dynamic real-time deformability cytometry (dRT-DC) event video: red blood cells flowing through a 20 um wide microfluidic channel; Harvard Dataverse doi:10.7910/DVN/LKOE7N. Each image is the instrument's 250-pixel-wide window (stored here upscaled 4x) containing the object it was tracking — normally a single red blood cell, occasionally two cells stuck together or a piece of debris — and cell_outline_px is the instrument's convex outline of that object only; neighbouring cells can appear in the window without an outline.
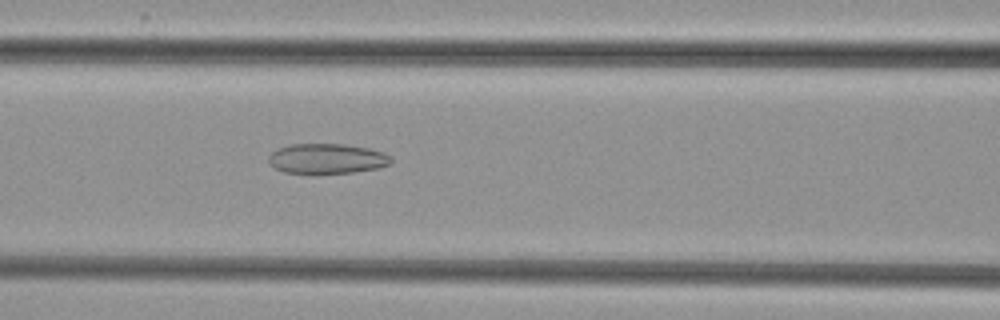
{"species": "common noctule bat (a hibernating species)", "species_latin": "Nyctalus noctula", "temperature_condition": "cold", "stored_images_in_passage": 53, "camera_frame_rate_fps": 3000, "um_per_image_px": 0.085, "animal": {"sex": "female", "body_mass_g": 29.2, "forearm_length_mm": 56.3}, "frame": {"image": 1, "passage_image": 23, "time_ms": 7.333, "image_size_px": [1000, 320], "cell_outline_px": [[392, 160], [388, 164], [380, 168], [352, 172], [312, 176], [284, 172], [276, 168], [268, 160], [268, 156], [272, 152], [288, 144], [344, 144], [368, 148], [384, 152], [392, 156]], "centroid_in_image_um": [27.79, 13.52], "position_along_channel_um": 138.8, "area_um2": 22.08}}
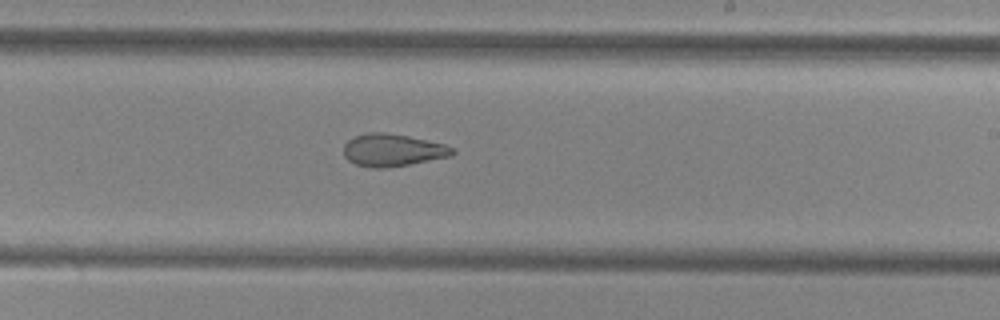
{"frame": {"image": 2, "passage_image": 32, "time_ms": 10.333, "image_size_px": [1000, 320], "cell_outline_px": [[456, 152], [448, 156], [388, 168], [372, 168], [356, 164], [348, 160], [344, 156], [344, 144], [352, 136], [368, 132], [384, 132], [408, 136], [444, 144], [456, 148]], "centroid_in_image_um": [33.33, 12.75], "position_along_channel_um": 255.7, "area_um2": 20.52}}
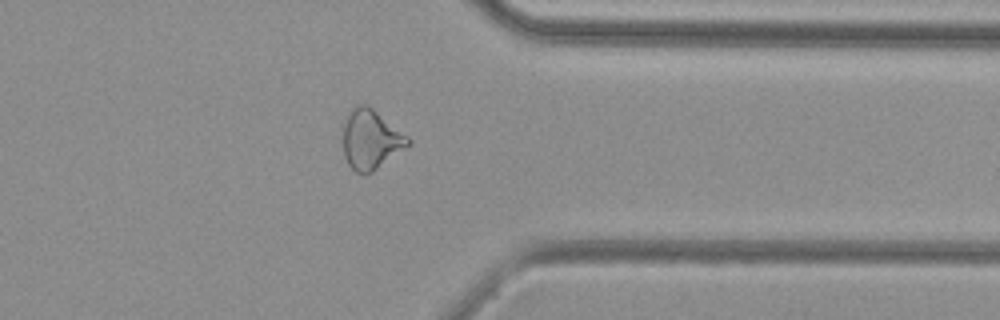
{"frame": {"image": 3, "passage_image": 42, "time_ms": 13.667, "image_size_px": [1000, 320], "cell_outline_px": [[412, 144], [372, 172], [356, 172], [348, 164], [344, 156], [344, 124], [348, 112], [356, 104], [368, 104], [408, 136], [412, 140]], "centroid_in_image_um": [31.54, 11.83], "position_along_channel_um": 379.9, "area_um2": 22.54}}